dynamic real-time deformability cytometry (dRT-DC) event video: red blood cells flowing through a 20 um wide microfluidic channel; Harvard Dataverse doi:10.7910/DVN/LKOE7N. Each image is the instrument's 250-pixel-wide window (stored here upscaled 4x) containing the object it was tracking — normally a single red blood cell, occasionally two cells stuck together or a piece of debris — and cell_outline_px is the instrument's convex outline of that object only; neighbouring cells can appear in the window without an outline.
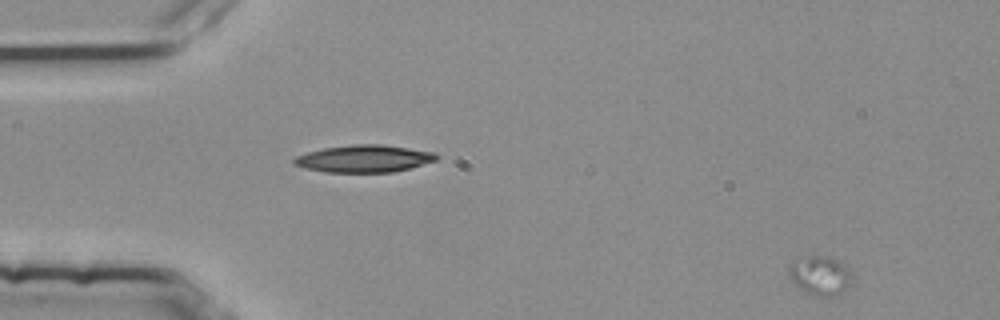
{"species": "common noctule bat (a hibernating species)", "species_latin": "Nyctalus noctula", "temperature_condition": "room temperature", "stored_images_in_passage": 4, "segment_of_instrument_passage": [2, 2], "camera_frame_rate_fps": 3000, "um_per_image_px": 0.085, "animal": {"sex": "female", "body_mass_g": 25.1}, "frame": {"image": 1, "passage_image": 4, "time_ms": 1.0, "image_size_px": [1000, 320], "cell_outline_px": [[852, 284], [848, 288], [836, 296], [816, 296], [800, 288], [792, 280], [788, 272], [792, 260], [808, 256], [824, 256], [836, 260], [852, 272]], "centroid_in_image_um": [69.74, 23.43], "position_along_channel_um": 15.3, "area_um2": 14.28}}